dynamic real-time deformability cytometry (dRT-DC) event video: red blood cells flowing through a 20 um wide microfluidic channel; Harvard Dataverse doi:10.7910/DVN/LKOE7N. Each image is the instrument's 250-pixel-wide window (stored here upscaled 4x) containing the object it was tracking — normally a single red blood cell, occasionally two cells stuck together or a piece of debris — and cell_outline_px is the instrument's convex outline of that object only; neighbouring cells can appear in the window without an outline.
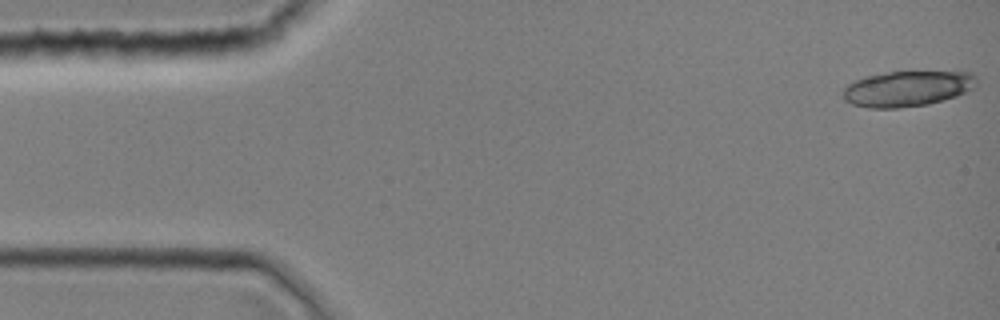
{"species": "common noctule bat (a hibernating species)", "species_latin": "Nyctalus noctula", "temperature_condition": "room temperature", "stored_images_in_passage": 11, "camera_frame_rate_fps": 3000, "um_per_image_px": 0.085, "animal": {"sex": "female", "body_mass_g": 19.0, "forearm_length_mm": 51.5}, "frame": {"image": 1, "passage_image": 1, "time_ms": 0.0, "image_size_px": [1000, 320], "cell_outline_px": [[976, 88], [956, 96], [928, 104], [900, 108], [868, 108], [852, 104], [844, 100], [844, 88], [848, 84], [864, 76], [888, 72], [972, 72], [976, 76]], "centroid_in_image_um": [77.13, 7.54], "position_along_channel_um": 7.9, "area_um2": 27.69}}
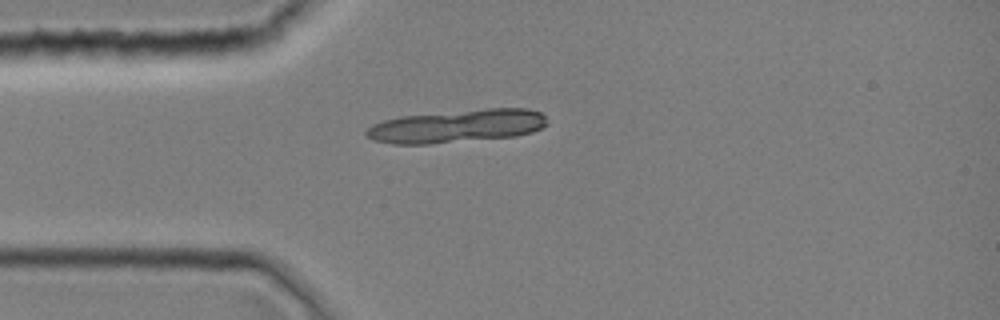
{"frame": {"image": 2, "passage_image": 10, "time_ms": 3.0, "image_size_px": [1000, 320], "cell_outline_px": [[548, 124], [532, 132], [516, 136], [428, 144], [392, 144], [372, 140], [364, 136], [364, 132], [372, 124], [384, 120], [400, 116], [488, 108], [528, 108], [540, 112], [544, 116]], "centroid_in_image_um": [38.81, 10.72], "position_along_channel_um": 46.2, "area_um2": 34.91}}